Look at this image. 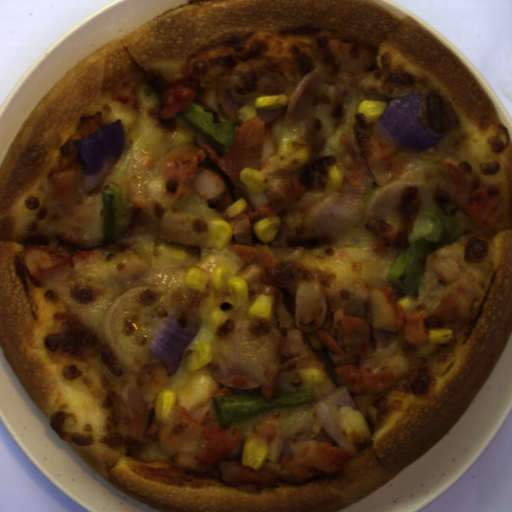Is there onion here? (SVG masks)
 <instances>
[{"label":"onion","instance_id":"55239325","mask_svg":"<svg viewBox=\"0 0 512 512\" xmlns=\"http://www.w3.org/2000/svg\"><path fill=\"white\" fill-rule=\"evenodd\" d=\"M201 327L196 319L180 313L163 318L148 350L165 367L169 376L176 375L187 346Z\"/></svg>","mask_w":512,"mask_h":512},{"label":"onion","instance_id":"6bf65262","mask_svg":"<svg viewBox=\"0 0 512 512\" xmlns=\"http://www.w3.org/2000/svg\"><path fill=\"white\" fill-rule=\"evenodd\" d=\"M126 136L120 118L74 140V160L80 164L86 196L94 191L124 151Z\"/></svg>","mask_w":512,"mask_h":512},{"label":"onion","instance_id":"06740285","mask_svg":"<svg viewBox=\"0 0 512 512\" xmlns=\"http://www.w3.org/2000/svg\"><path fill=\"white\" fill-rule=\"evenodd\" d=\"M386 102L375 121L384 136L406 154L429 149L460 121L454 107L438 90L407 93Z\"/></svg>","mask_w":512,"mask_h":512}]
</instances>
